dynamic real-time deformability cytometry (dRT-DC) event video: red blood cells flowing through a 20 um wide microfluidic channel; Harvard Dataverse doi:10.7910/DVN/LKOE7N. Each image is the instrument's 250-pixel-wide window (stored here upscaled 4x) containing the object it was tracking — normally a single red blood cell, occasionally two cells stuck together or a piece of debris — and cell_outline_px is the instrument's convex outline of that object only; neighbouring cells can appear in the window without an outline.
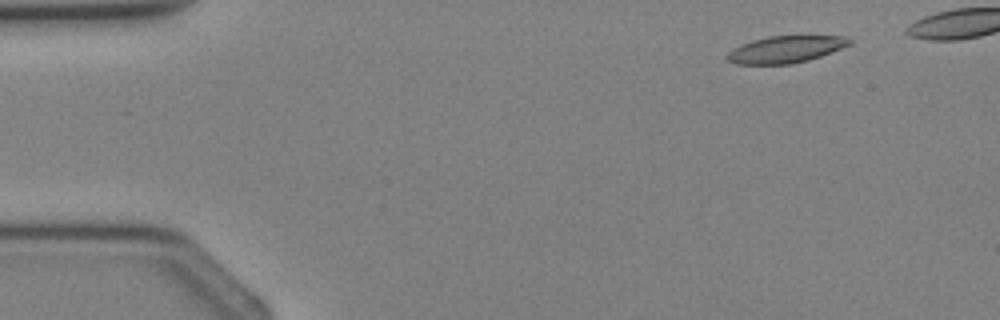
{"species": "Egyptian fruit bat (a non-hibernating species)", "species_latin": "Rousettus aegyptiacus", "temperature_condition": "cold", "stored_images_in_passage": 2, "camera_frame_rate_fps": 3000, "um_per_image_px": 0.085, "animal": {"sex": "female"}, "frame": {"image": 1, "passage_image": 2, "time_ms": 1.333, "image_size_px": [1000, 320], "cell_outline_px": [[852, 44], [820, 56], [808, 60], [792, 64], [736, 64], [728, 60], [724, 56], [728, 52], [752, 40], [768, 36], [844, 36], [852, 40]], "centroid_in_image_um": [66.79, 4.2], "position_along_channel_um": 18.2, "area_um2": 19.02}}